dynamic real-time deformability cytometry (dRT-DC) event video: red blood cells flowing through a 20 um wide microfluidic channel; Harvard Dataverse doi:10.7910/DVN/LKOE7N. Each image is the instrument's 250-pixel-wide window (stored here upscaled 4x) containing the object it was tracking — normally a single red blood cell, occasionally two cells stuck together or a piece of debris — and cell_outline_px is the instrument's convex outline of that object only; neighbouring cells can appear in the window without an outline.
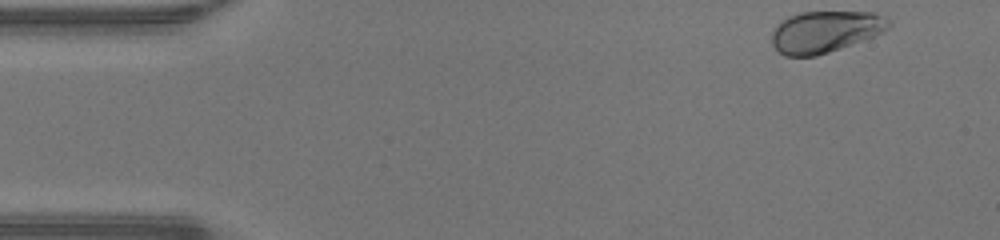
{"species": "human", "species_latin": "Homo sapiens", "temperature_condition": "warm", "stored_images_in_passage": 45, "camera_frame_rate_fps": 3000, "um_per_image_px": 0.085, "donor": {"sex": "male"}, "frame": {"image": 1, "passage_image": 1, "time_ms": 0.0, "image_size_px": [1000, 240], "cell_outline_px": [[892, 24], [884, 32], [840, 48], [816, 56], [784, 56], [776, 52], [772, 44], [772, 32], [788, 16], [800, 12], [872, 12], [888, 16], [892, 20]], "centroid_in_image_um": [70.17, 2.69], "position_along_channel_um": 14.8, "area_um2": 28.44}}
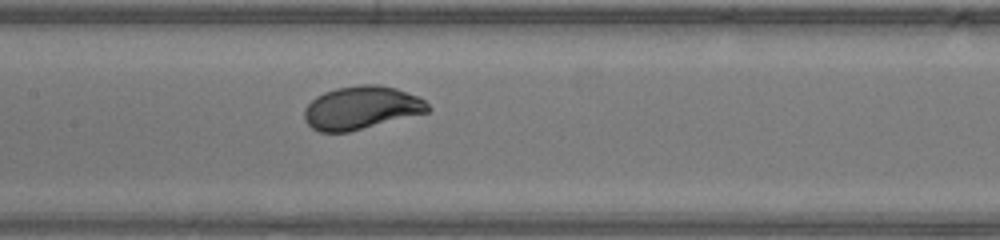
{"frame": {"image": 2, "passage_image": 20, "time_ms": 6.333, "image_size_px": [1000, 240], "cell_outline_px": [[432, 108], [428, 112], [348, 132], [320, 132], [312, 128], [304, 120], [304, 108], [316, 96], [324, 92], [336, 88], [360, 84], [376, 84], [396, 88], [420, 96]], "centroid_in_image_um": [30.72, 9.15], "position_along_channel_um": 176.7, "area_um2": 31.15}}
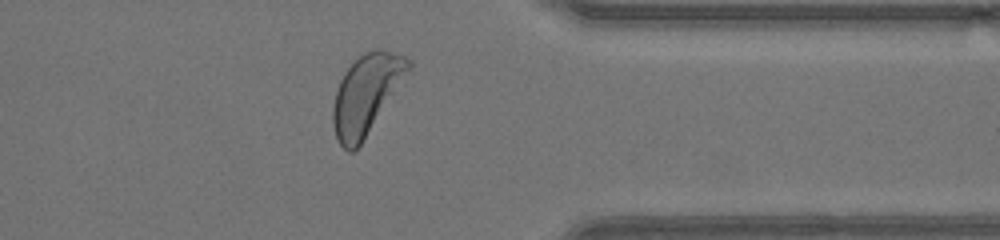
{"frame": {"image": 3, "passage_image": 35, "time_ms": 11.333, "image_size_px": [1000, 240], "cell_outline_px": [[412, 64], [360, 144], [352, 152], [348, 152], [336, 140], [332, 124], [332, 108], [336, 92], [340, 80], [344, 72], [364, 52], [376, 48], [380, 48], [404, 56], [412, 60]], "centroid_in_image_um": [31.07, 8.0], "position_along_channel_um": 380.3, "area_um2": 33.87}, "authors_computed_cell_mechanics": {"area_um2": 31.0964, "velocity_mm_per_s": 4.2963, "shape_relaxation_time_tau1_ms": 2.5049, "shape_relaxation_time_tau2_ms": null, "deformation_change_tau1": 0.1606, "deformation_change_tau2": null}}